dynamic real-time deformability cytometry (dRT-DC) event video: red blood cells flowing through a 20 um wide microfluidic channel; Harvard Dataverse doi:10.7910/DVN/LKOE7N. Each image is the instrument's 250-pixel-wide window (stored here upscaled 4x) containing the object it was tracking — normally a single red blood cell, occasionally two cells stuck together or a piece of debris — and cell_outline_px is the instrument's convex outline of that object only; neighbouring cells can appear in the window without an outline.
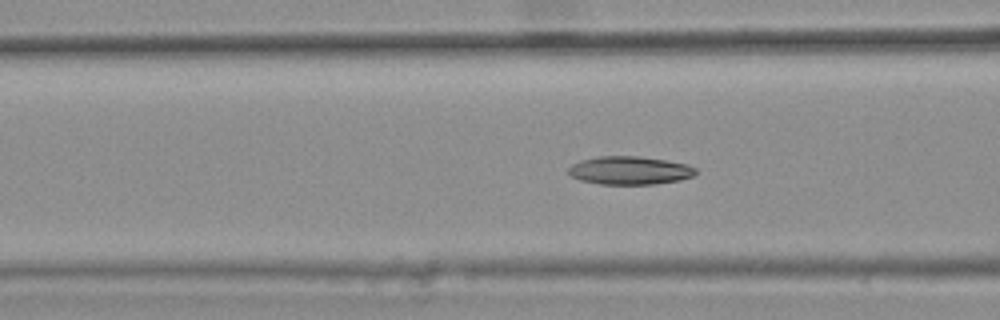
{"species": "common noctule bat (a hibernating species)", "species_latin": "Nyctalus noctula", "temperature_condition": "warm", "stored_images_in_passage": 46, "camera_frame_rate_fps": 3000, "um_per_image_px": 0.085, "animal": {"sex": "female", "body_mass_g": 25.1}, "frame": {"image": 1, "passage_image": 20, "time_ms": 6.333, "image_size_px": [1000, 320], "cell_outline_px": [[696, 172], [692, 176], [680, 180], [652, 184], [600, 184], [580, 180], [572, 176], [568, 172], [568, 168], [572, 164], [580, 160], [600, 156], [640, 156], [688, 164], [696, 168]], "centroid_in_image_um": [53.51, 14.48], "position_along_channel_um": 113.1, "area_um2": 20.87}}
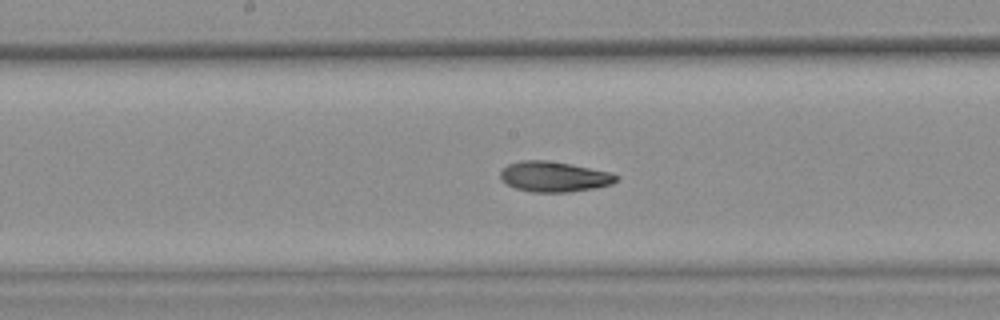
{"frame": {"image": 2, "passage_image": 27, "time_ms": 8.667, "image_size_px": [1000, 320], "cell_outline_px": [[616, 180], [612, 184], [596, 188], [568, 192], [532, 192], [516, 188], [508, 184], [500, 176], [500, 172], [508, 164], [520, 160], [544, 160], [568, 164], [612, 172], [616, 176]], "centroid_in_image_um": [47.1, 15.02], "position_along_channel_um": 201.1, "area_um2": 20.23}, "authors_computed_cell_mechanics": {"area_um2": 20.808, "velocity_mm_per_s": 3.7743, "shape_relaxation_time_tau1_ms": 8.5726, "shape_relaxation_time_tau2_ms": 3.8561, "deformation_change_tau1": 0.2311, "deformation_change_tau2": 0.1039}}